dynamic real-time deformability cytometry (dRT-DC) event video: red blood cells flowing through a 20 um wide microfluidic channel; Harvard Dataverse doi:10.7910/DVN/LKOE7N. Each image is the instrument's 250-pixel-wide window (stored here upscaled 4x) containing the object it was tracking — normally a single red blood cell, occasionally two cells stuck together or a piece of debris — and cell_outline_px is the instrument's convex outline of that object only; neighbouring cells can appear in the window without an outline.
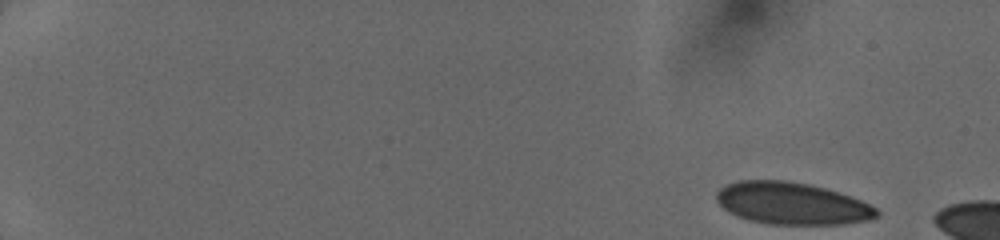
{"species": "human", "species_latin": "Homo sapiens", "temperature_condition": "cold", "stored_images_in_passage": 32, "camera_frame_rate_fps": 3000, "um_per_image_px": 0.085, "donor": {"sex": "female"}, "frame": {"image": 1, "passage_image": 1, "time_ms": 0.0, "image_size_px": [1000, 240], "cell_outline_px": [[880, 216], [868, 220], [844, 224], [768, 224], [748, 220], [736, 216], [724, 208], [716, 200], [716, 192], [720, 188], [728, 184], [740, 180], [784, 180], [812, 184], [860, 200], [876, 208], [880, 212]], "centroid_in_image_um": [67.3, 17.29], "position_along_channel_um": 17.7, "area_um2": 39.25}}
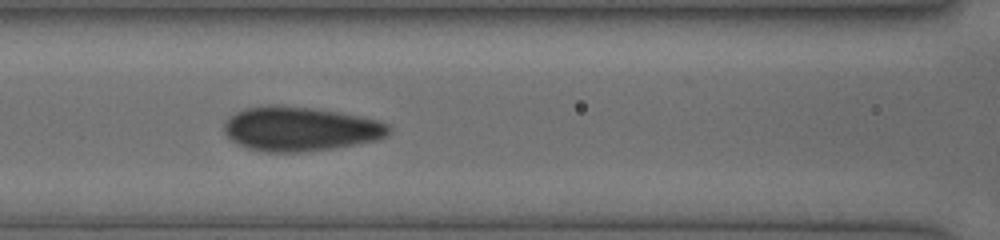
{"frame": {"image": 2, "passage_image": 27, "time_ms": 7.0, "image_size_px": [1000, 240], "cell_outline_px": [[392, 128], [384, 136], [376, 140], [332, 148], [300, 152], [264, 152], [248, 148], [232, 140], [224, 132], [224, 120], [228, 116], [244, 108], [268, 104], [276, 104], [312, 108], [340, 112], [360, 116], [376, 120], [388, 124]], "centroid_in_image_um": [25.46, 10.94], "position_along_channel_um": 141.1, "area_um2": 42.54}}
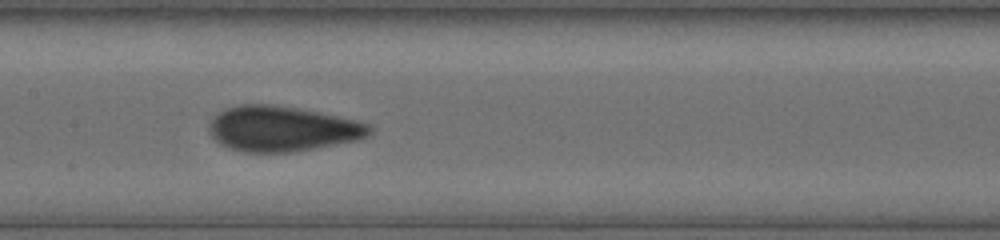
{"frame": {"image": 3, "passage_image": 31, "time_ms": 8.0, "image_size_px": [1000, 240], "cell_outline_px": [[372, 132], [368, 136], [360, 140], [316, 148], [292, 152], [244, 152], [228, 148], [220, 144], [208, 132], [208, 124], [216, 112], [224, 108], [240, 104], [272, 104], [320, 112], [356, 120], [368, 124], [372, 128]], "centroid_in_image_um": [23.96, 10.94], "position_along_channel_um": 183.4, "area_um2": 42.77}}